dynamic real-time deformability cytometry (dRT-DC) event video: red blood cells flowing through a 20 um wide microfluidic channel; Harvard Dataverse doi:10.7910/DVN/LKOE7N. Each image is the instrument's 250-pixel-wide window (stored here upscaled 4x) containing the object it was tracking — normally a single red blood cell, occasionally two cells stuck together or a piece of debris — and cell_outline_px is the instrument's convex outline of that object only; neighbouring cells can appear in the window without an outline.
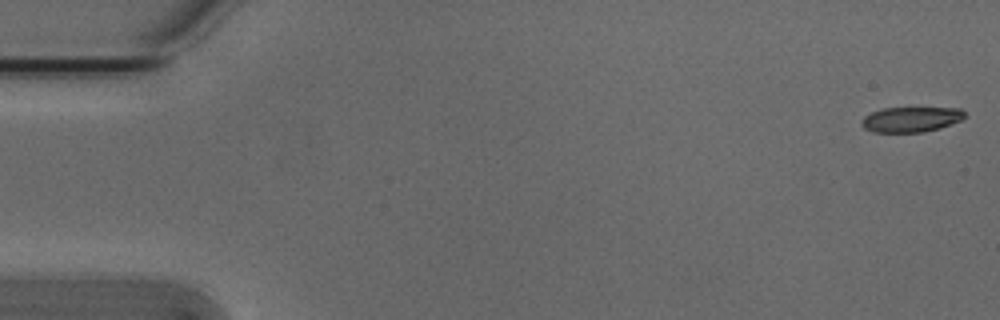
{"species": "Egyptian fruit bat (a non-hibernating species)", "species_latin": "Rousettus aegyptiacus", "temperature_condition": "cold", "stored_images_in_passage": 54, "camera_frame_rate_fps": 3000, "um_per_image_px": 0.085, "animal": {"sex": "male"}, "frame": {"image": 1, "passage_image": 1, "time_ms": 0.0, "image_size_px": [1000, 320], "cell_outline_px": [[968, 116], [960, 120], [940, 128], [924, 132], [872, 132], [864, 128], [860, 124], [860, 120], [864, 116], [872, 112], [884, 108], [960, 108]], "centroid_in_image_um": [77.42, 10.15], "position_along_channel_um": 7.6, "area_um2": 15.2}}
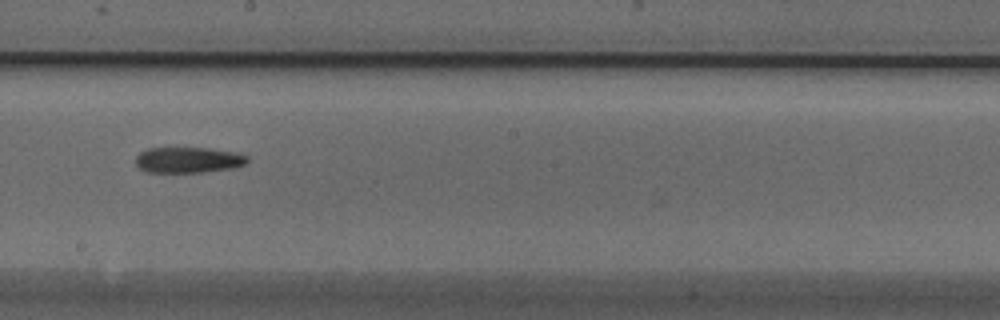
{"frame": {"image": 2, "passage_image": 30, "time_ms": 9.667, "image_size_px": [1000, 320], "cell_outline_px": [[248, 160], [244, 164], [232, 168], [200, 172], [148, 172], [140, 168], [136, 164], [136, 156], [140, 152], [148, 148], [208, 148], [240, 152], [248, 156]], "centroid_in_image_um": [16.02, 13.58], "position_along_channel_um": 232.2, "area_um2": 16.76}}
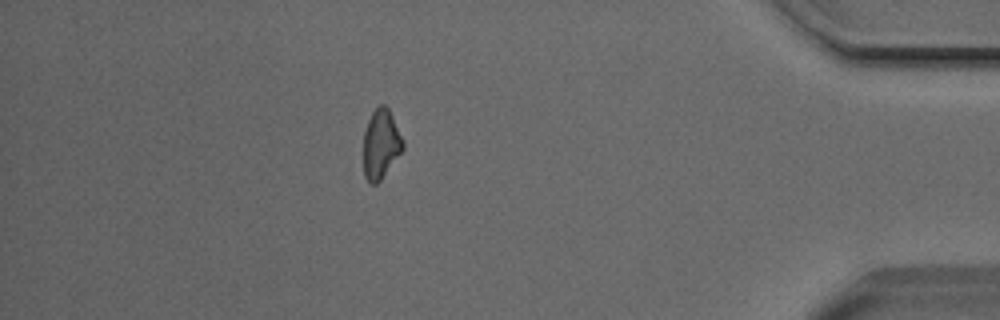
{"frame": {"image": 3, "passage_image": 47, "time_ms": 15.333, "image_size_px": [1000, 320], "cell_outline_px": [[404, 148], [380, 180], [376, 184], [372, 184], [364, 176], [364, 132], [368, 120], [372, 112], [380, 104], [384, 104], [388, 108], [404, 140]], "centroid_in_image_um": [32.38, 12.23], "position_along_channel_um": 402.8, "area_um2": 15.78}}